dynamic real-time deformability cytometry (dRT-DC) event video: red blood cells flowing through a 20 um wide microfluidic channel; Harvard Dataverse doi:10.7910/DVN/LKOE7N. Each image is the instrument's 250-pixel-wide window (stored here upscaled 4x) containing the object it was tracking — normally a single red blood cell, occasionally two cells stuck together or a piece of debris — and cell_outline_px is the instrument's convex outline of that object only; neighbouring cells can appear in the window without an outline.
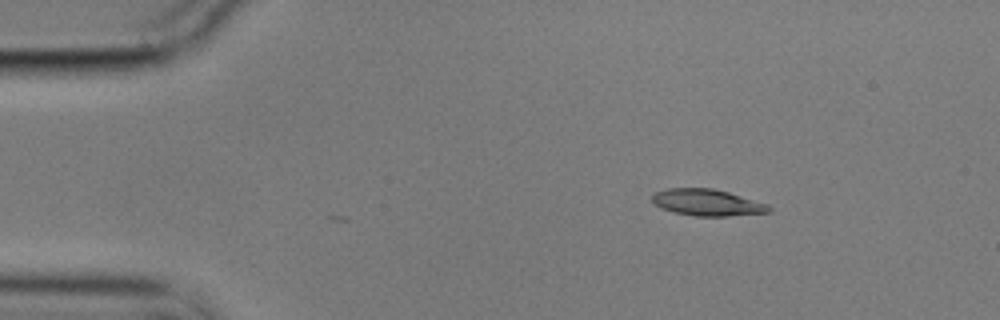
{"species": "common noctule bat (a hibernating species)", "species_latin": "Nyctalus noctula", "temperature_condition": "cold", "stored_images_in_passage": 2, "camera_frame_rate_fps": 3000, "um_per_image_px": 0.085, "animal": {"sex": "male", "body_mass_g": 17.9}, "frame": {"image": 1, "passage_image": 2, "time_ms": 0.333, "image_size_px": [1000, 320], "cell_outline_px": [[772, 212], [728, 216], [696, 216], [672, 212], [660, 208], [652, 200], [652, 196], [656, 192], [668, 188], [712, 188], [728, 192], [768, 204], [772, 208]], "centroid_in_image_um": [60.13, 17.22], "position_along_channel_um": 24.9, "area_um2": 18.09}}